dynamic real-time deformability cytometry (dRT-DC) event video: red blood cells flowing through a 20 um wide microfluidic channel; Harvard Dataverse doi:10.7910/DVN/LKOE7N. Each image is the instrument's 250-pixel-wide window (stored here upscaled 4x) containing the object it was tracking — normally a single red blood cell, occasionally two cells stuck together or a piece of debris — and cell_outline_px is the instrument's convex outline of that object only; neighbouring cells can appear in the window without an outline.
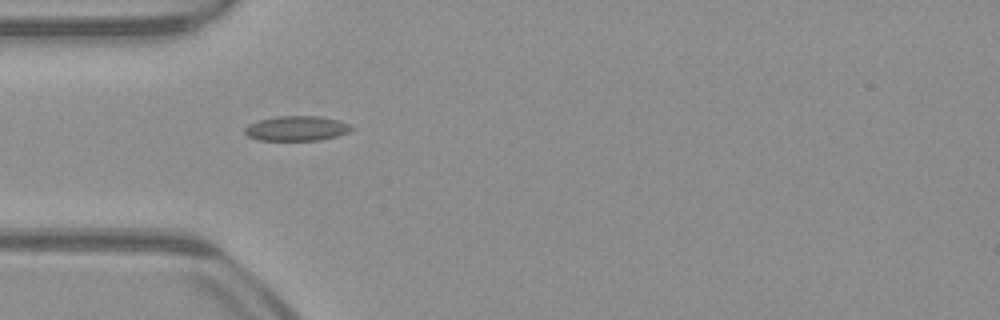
{"species": "common noctule bat (a hibernating species)", "species_latin": "Nyctalus noctula", "temperature_condition": "warm", "stored_images_in_passage": 38, "camera_frame_rate_fps": 3000, "um_per_image_px": 0.085, "animal": {"sex": "male", "body_mass_g": 23.1, "forearm_length_mm": 52.7}, "frame": {"image": 1, "passage_image": 1, "time_ms": 0.0, "image_size_px": [1000, 320], "cell_outline_px": [[356, 128], [348, 132], [336, 136], [320, 140], [260, 140], [248, 136], [244, 132], [244, 128], [248, 124], [260, 120], [276, 116], [320, 116], [336, 120], [348, 124]], "centroid_in_image_um": [25.21, 10.91], "position_along_channel_um": 59.8, "area_um2": 15.37}}
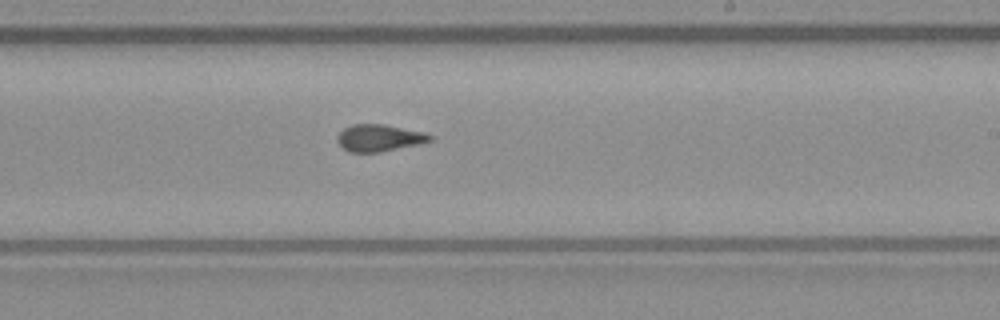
{"frame": {"image": 2, "passage_image": 16, "time_ms": 5.0, "image_size_px": [1000, 320], "cell_outline_px": [[432, 140], [420, 144], [380, 152], [348, 152], [336, 140], [336, 136], [344, 128], [352, 124], [384, 124], [424, 132], [432, 136]], "centroid_in_image_um": [32.22, 11.72], "position_along_channel_um": 256.8, "area_um2": 14.57}}
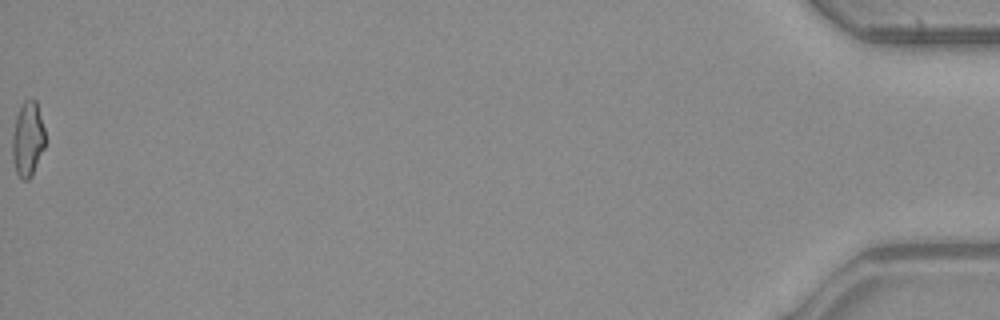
{"frame": {"image": 3, "passage_image": 38, "time_ms": 12.333, "image_size_px": [1000, 320], "cell_outline_px": [[44, 148], [32, 176], [28, 180], [24, 180], [16, 172], [12, 160], [12, 136], [16, 116], [24, 100], [32, 96], [36, 100], [44, 128]], "centroid_in_image_um": [2.35, 11.8], "position_along_channel_um": 432.9, "area_um2": 14.39}, "authors_computed_cell_mechanics": {"area_um2": 14.5945, "velocity_mm_per_s": 3.9504, "shape_relaxation_time_tau1_ms": null, "shape_relaxation_time_tau2_ms": 1.2651, "deformation_change_tau1": null, "deformation_change_tau2": 0.074}}